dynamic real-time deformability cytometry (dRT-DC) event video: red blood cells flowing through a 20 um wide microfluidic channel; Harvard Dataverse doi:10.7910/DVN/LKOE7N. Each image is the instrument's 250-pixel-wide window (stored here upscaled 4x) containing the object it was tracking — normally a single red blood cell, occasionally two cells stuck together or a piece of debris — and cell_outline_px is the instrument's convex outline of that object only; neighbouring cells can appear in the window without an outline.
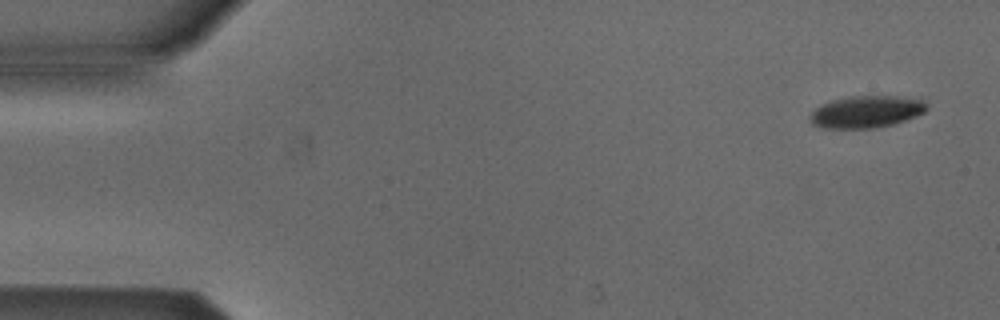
{"species": "Egyptian fruit bat (a non-hibernating species)", "species_latin": "Rousettus aegyptiacus", "temperature_condition": "cold", "stored_images_in_passage": 5, "camera_frame_rate_fps": 3000, "um_per_image_px": 0.085, "animal": {"sex": "male"}, "frame": {"image": 1, "passage_image": 1, "time_ms": 0.0, "image_size_px": [1000, 320], "cell_outline_px": [[928, 108], [924, 112], [916, 116], [892, 124], [876, 128], [820, 128], [812, 124], [808, 120], [808, 116], [820, 104], [832, 100], [852, 96], [924, 96], [928, 104]], "centroid_in_image_um": [73.69, 9.48], "position_along_channel_um": 11.3, "area_um2": 22.37}}
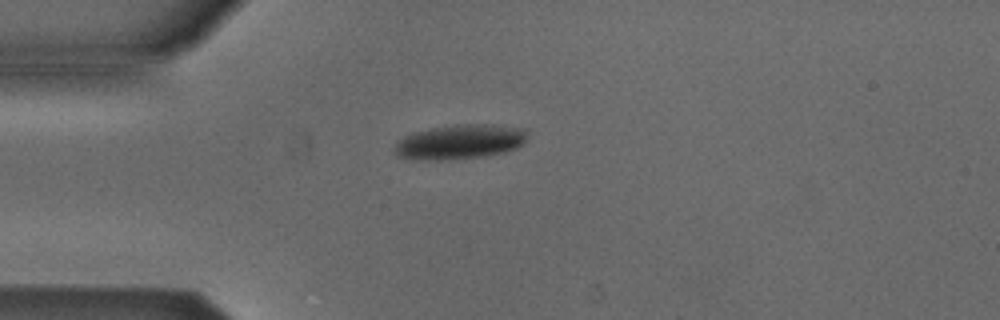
{"frame": {"image": 2, "passage_image": 4, "time_ms": 1.0, "image_size_px": [1000, 320], "cell_outline_px": [[528, 136], [524, 144], [516, 148], [504, 152], [476, 156], [440, 160], [428, 160], [396, 156], [396, 144], [404, 136], [412, 132], [432, 128], [460, 124], [488, 124], [524, 128]], "centroid_in_image_um": [39.12, 12.03], "position_along_channel_um": 45.9, "area_um2": 26.36}}